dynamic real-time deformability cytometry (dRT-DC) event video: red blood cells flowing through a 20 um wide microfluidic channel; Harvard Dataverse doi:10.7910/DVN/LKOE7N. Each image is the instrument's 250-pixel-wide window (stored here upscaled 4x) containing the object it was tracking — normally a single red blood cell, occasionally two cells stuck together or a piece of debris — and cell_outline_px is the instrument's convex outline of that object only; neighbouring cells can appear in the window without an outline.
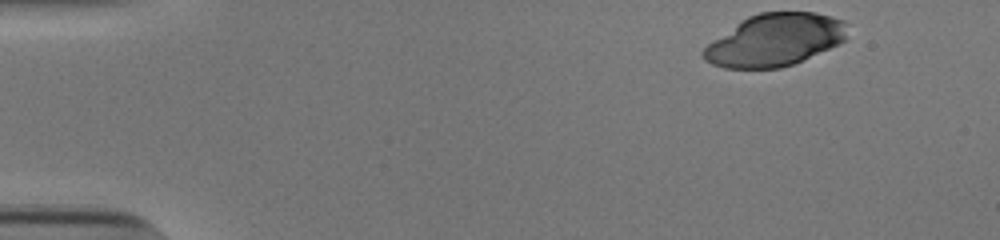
{"species": "human", "species_latin": "Homo sapiens", "temperature_condition": "cold", "stored_images_in_passage": 37, "camera_frame_rate_fps": 3000, "um_per_image_px": 0.085, "donor": {"sex": "male"}, "frame": {"image": 1, "passage_image": 1, "time_ms": 0.0, "image_size_px": [1000, 240], "cell_outline_px": [[844, 40], [828, 48], [792, 64], [780, 68], [724, 68], [712, 64], [704, 60], [700, 56], [700, 52], [708, 44], [748, 16], [760, 12], [816, 12], [844, 20]], "centroid_in_image_um": [65.8, 3.4], "position_along_channel_um": 19.2, "area_um2": 43.12}}
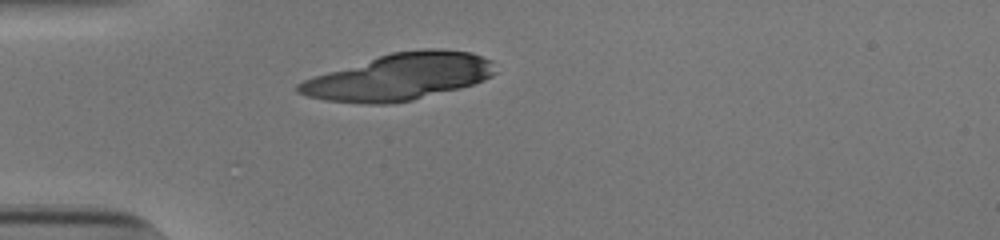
{"frame": {"image": 2, "passage_image": 11, "time_ms": 3.333, "image_size_px": [1000, 240], "cell_outline_px": [[496, 72], [492, 76], [484, 80], [460, 88], [412, 100], [388, 104], [368, 104], [324, 100], [308, 96], [296, 92], [296, 84], [304, 80], [328, 72], [392, 52], [424, 48], [436, 48], [472, 52], [492, 60]], "centroid_in_image_um": [33.98, 6.53], "position_along_channel_um": 51.0, "area_um2": 53.12}}